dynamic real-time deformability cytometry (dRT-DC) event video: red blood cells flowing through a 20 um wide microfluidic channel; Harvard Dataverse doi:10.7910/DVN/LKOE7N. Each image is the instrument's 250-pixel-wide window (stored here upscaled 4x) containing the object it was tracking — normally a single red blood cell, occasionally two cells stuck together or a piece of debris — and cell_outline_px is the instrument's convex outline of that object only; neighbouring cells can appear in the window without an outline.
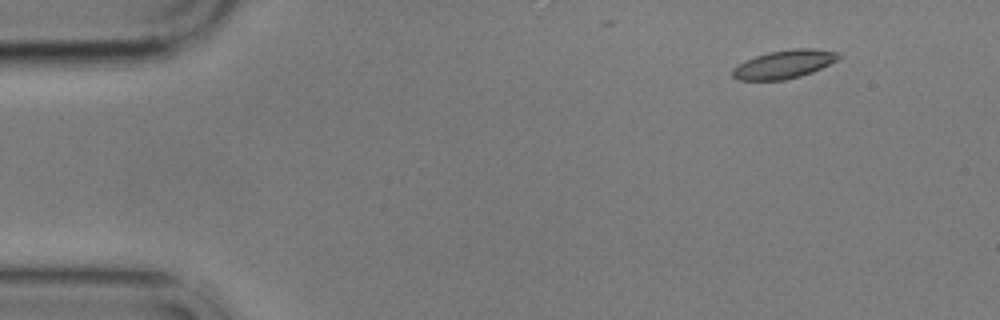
{"species": "common noctule bat (a hibernating species)", "species_latin": "Nyctalus noctula", "temperature_condition": "cold", "stored_images_in_passage": 6, "camera_frame_rate_fps": 3000, "um_per_image_px": 0.085, "animal": {"sex": "male", "body_mass_g": 17.9}, "frame": {"image": 1, "passage_image": 6, "time_ms": 6.0, "image_size_px": [1000, 320], "cell_outline_px": [[840, 56], [836, 60], [812, 72], [800, 76], [784, 80], [736, 80], [732, 76], [732, 68], [736, 64], [744, 60], [768, 52], [792, 48], [812, 48], [840, 52]], "centroid_in_image_um": [66.59, 5.46], "position_along_channel_um": 18.4, "area_um2": 17.63}}